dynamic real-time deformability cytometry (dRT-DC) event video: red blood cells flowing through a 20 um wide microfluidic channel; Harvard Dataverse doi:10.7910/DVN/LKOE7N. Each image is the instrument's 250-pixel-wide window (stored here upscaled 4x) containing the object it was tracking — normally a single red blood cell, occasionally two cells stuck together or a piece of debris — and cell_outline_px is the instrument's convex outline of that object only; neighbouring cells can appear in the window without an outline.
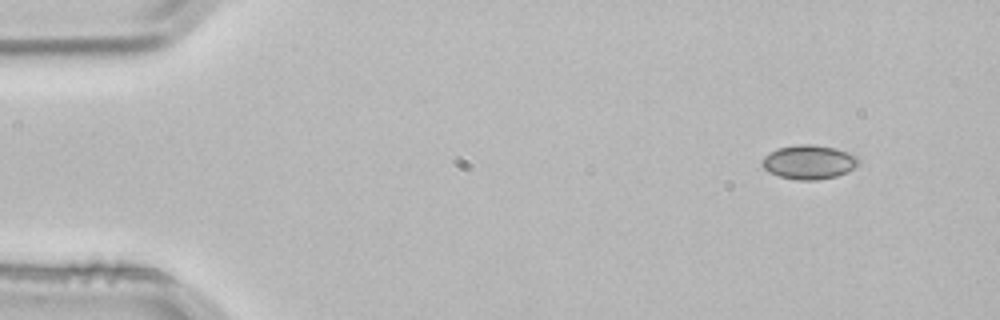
{"species": "common noctule bat (a hibernating species)", "species_latin": "Nyctalus noctula", "temperature_condition": "room temperature", "stored_images_in_passage": 3, "camera_frame_rate_fps": 3000, "um_per_image_px": 0.085, "animal": {"sex": "male", "body_mass_g": 21.5, "forearm_length_mm": 52.0}, "frame": {"image": 1, "passage_image": 1, "time_ms": 0.0, "image_size_px": [1000, 320], "cell_outline_px": [[860, 160], [848, 172], [836, 176], [816, 180], [796, 180], [780, 176], [768, 172], [764, 168], [764, 156], [776, 148], [800, 144], [812, 144], [836, 148], [852, 152]], "centroid_in_image_um": [68.78, 13.76], "position_along_channel_um": 16.2, "area_um2": 19.13}}
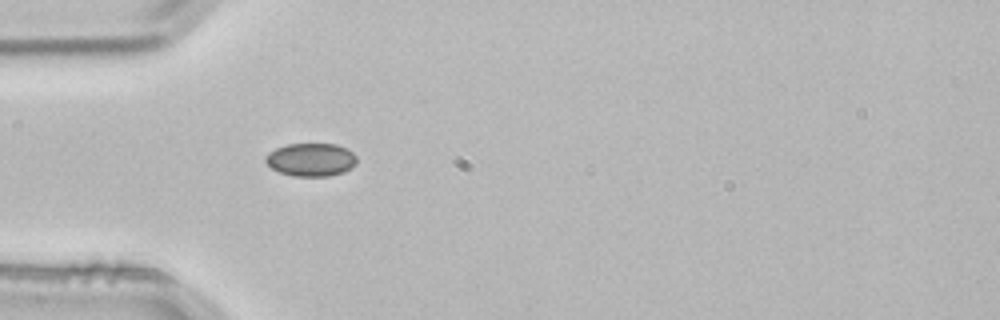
{"frame": {"image": 2, "passage_image": 3, "time_ms": 0.667, "image_size_px": [1000, 320], "cell_outline_px": [[356, 164], [352, 168], [344, 172], [328, 176], [292, 176], [280, 172], [272, 168], [264, 160], [264, 156], [268, 152], [276, 148], [288, 144], [336, 144], [352, 152], [356, 156]], "centroid_in_image_um": [26.42, 13.57], "position_along_channel_um": 58.6, "area_um2": 17.63}}